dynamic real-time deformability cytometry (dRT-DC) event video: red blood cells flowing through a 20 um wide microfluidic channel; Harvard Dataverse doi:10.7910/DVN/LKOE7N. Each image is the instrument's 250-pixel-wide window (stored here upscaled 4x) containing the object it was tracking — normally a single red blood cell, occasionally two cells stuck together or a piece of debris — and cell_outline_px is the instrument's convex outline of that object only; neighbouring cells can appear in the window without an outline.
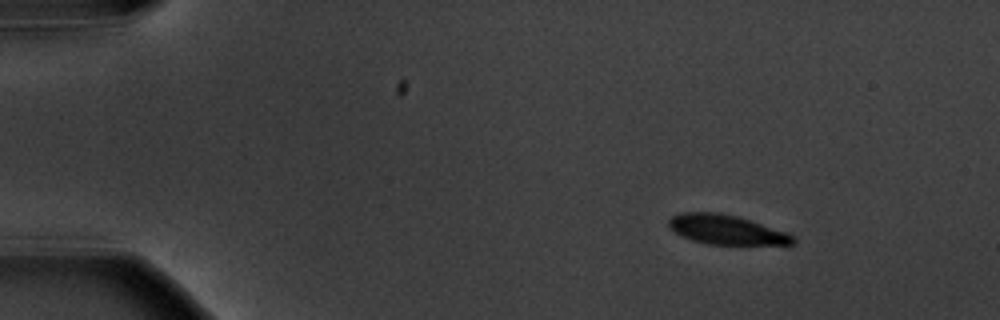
{"species": "common noctule bat (a hibernating species)", "species_latin": "Nyctalus noctula", "temperature_condition": "warm", "stored_images_in_passage": 5, "camera_frame_rate_fps": 3000, "um_per_image_px": 0.085, "animal": {"sex": "male", "body_mass_g": 20.1, "forearm_length_mm": 53.5}, "frame": {"image": 1, "passage_image": 1, "time_ms": 0.0, "image_size_px": [1000, 320], "cell_outline_px": [[796, 244], [708, 244], [692, 240], [680, 236], [668, 228], [668, 220], [672, 216], [680, 212], [720, 212], [736, 216], [788, 232], [796, 236]], "centroid_in_image_um": [61.72, 19.52], "position_along_channel_um": 23.3, "area_um2": 21.5}}
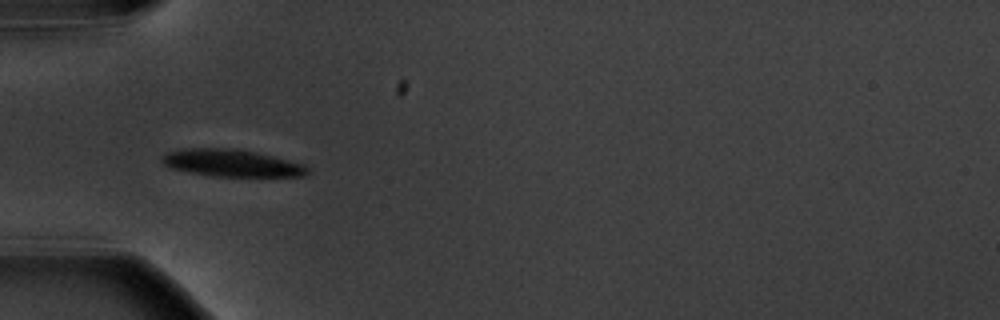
{"frame": {"image": 2, "passage_image": 4, "time_ms": 3.667, "image_size_px": [1000, 320], "cell_outline_px": [[308, 172], [304, 176], [212, 176], [188, 172], [172, 168], [164, 164], [160, 160], [160, 156], [168, 152], [180, 148], [236, 148], [256, 152], [304, 164], [308, 168]], "centroid_in_image_um": [19.64, 13.85], "position_along_channel_um": 65.4, "area_um2": 23.06}}
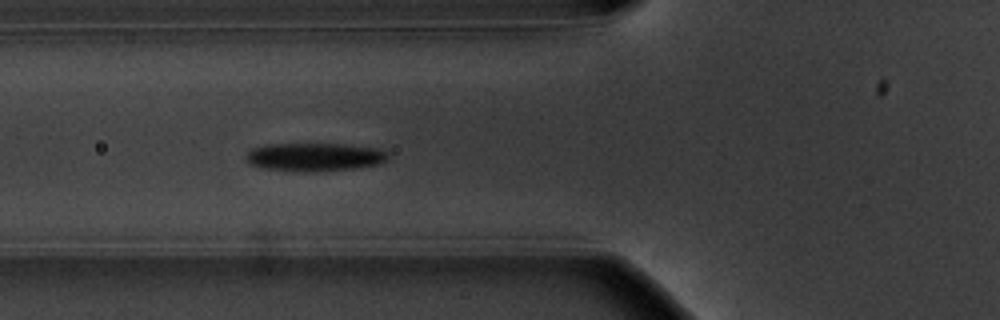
{"frame": {"image": 3, "passage_image": 5, "time_ms": 4.667, "image_size_px": [1000, 320], "cell_outline_px": [[388, 160], [380, 164], [356, 168], [260, 168], [248, 164], [244, 160], [244, 156], [252, 148], [264, 144], [344, 144], [380, 148], [388, 152]], "centroid_in_image_um": [26.75, 13.27], "position_along_channel_um": 99.0, "area_um2": 22.43}}